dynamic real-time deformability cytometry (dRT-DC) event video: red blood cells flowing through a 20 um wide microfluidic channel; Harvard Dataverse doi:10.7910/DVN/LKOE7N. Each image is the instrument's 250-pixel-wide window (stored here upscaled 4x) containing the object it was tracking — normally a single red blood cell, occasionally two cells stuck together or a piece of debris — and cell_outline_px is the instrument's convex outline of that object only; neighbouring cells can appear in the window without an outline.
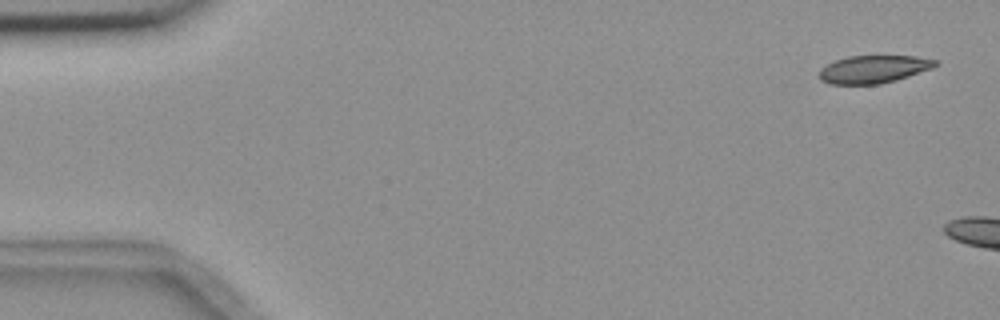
{"species": "common noctule bat (a hibernating species)", "species_latin": "Nyctalus noctula", "temperature_condition": "room temperature", "stored_images_in_passage": 2, "camera_frame_rate_fps": 3000, "um_per_image_px": 0.085, "animal": {"sex": "female", "body_mass_g": 18.4}, "frame": {"image": 1, "passage_image": 1, "time_ms": 0.0, "image_size_px": [1000, 320], "cell_outline_px": [[940, 64], [932, 68], [896, 80], [880, 84], [828, 84], [820, 80], [820, 68], [836, 60], [848, 56], [916, 56], [940, 60]], "centroid_in_image_um": [74.29, 5.88], "position_along_channel_um": 10.7, "area_um2": 18.84}}